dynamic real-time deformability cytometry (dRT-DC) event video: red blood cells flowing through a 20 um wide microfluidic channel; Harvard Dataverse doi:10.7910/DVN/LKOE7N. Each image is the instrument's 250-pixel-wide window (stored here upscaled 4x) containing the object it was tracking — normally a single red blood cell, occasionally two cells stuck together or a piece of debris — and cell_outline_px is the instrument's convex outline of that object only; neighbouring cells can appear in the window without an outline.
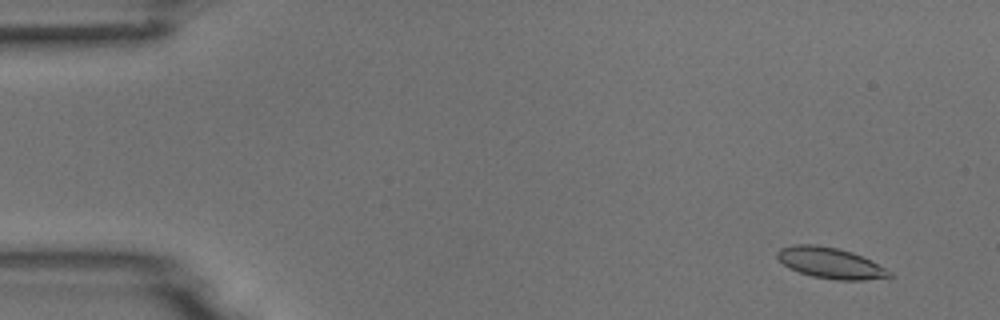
{"species": "common noctule bat (a hibernating species)", "species_latin": "Nyctalus noctula", "temperature_condition": "room temperature", "stored_images_in_passage": 5, "camera_frame_rate_fps": 3000, "um_per_image_px": 0.085, "animal": {"sex": "male", "body_mass_g": 18.8}, "frame": {"image": 1, "passage_image": 2, "time_ms": 0.333, "image_size_px": [1000, 320], "cell_outline_px": [[896, 276], [864, 280], [836, 280], [812, 276], [800, 272], [784, 264], [776, 256], [776, 252], [780, 248], [792, 244], [816, 244], [840, 248], [852, 252], [892, 272]], "centroid_in_image_um": [70.57, 22.34], "position_along_channel_um": 14.4, "area_um2": 20.06}}
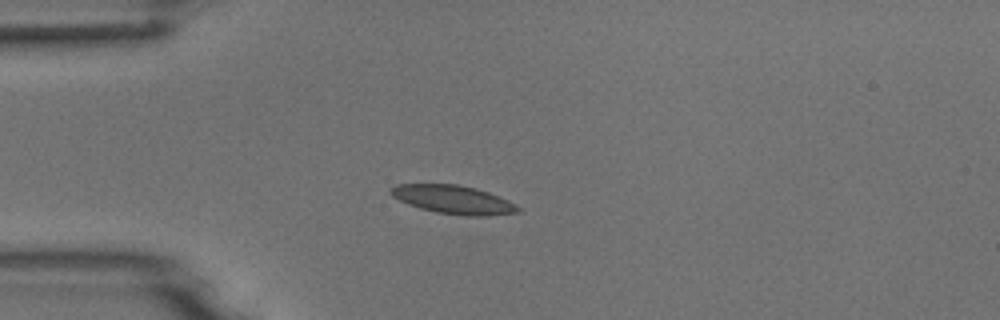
{"frame": {"image": 2, "passage_image": 4, "time_ms": 1.0, "image_size_px": [1000, 320], "cell_outline_px": [[520, 212], [488, 216], [468, 216], [436, 212], [420, 208], [408, 204], [392, 196], [388, 192], [388, 188], [396, 184], [456, 184], [476, 188], [488, 192], [508, 200], [516, 204], [520, 208]], "centroid_in_image_um": [38.52, 16.96], "position_along_channel_um": 46.5, "area_um2": 21.21}}